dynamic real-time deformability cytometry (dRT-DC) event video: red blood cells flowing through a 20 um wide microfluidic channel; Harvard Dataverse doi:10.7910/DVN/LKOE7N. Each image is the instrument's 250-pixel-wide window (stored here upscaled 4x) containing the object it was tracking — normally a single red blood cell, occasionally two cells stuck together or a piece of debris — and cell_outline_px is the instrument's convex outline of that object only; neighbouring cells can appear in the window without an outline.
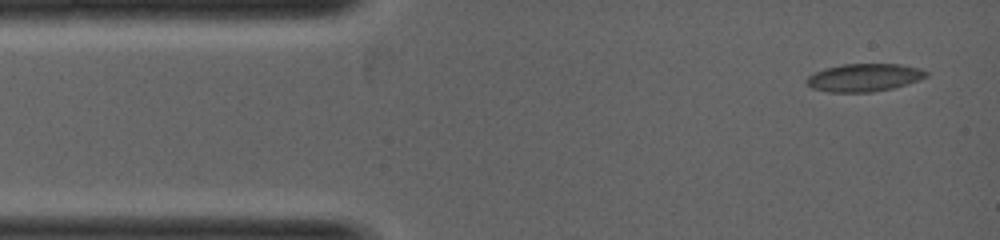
{"species": "common noctule bat (a hibernating species)", "species_latin": "Nyctalus noctula", "temperature_condition": "warm", "stored_images_in_passage": 9, "camera_frame_rate_fps": 5000, "um_per_image_px": 0.085, "animal": {"sex": "female", "body_mass_g": 19.0, "forearm_length_mm": 53.3}, "frame": {"image": 1, "passage_image": 1, "time_ms": 0.0, "image_size_px": [1000, 240], "cell_outline_px": [[928, 76], [908, 84], [892, 88], [872, 92], [828, 92], [812, 88], [804, 80], [808, 76], [824, 68], [844, 64], [900, 64], [920, 68], [928, 72]], "centroid_in_image_um": [73.45, 6.59], "position_along_channel_um": 11.5, "area_um2": 19.42}}
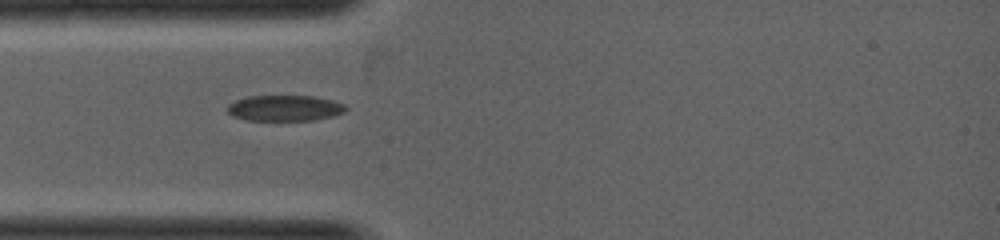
{"frame": {"image": 2, "passage_image": 6, "time_ms": 1.4, "image_size_px": [1000, 240], "cell_outline_px": [[348, 108], [344, 112], [332, 116], [316, 120], [244, 120], [232, 116], [228, 112], [228, 104], [236, 100], [248, 96], [312, 96], [332, 100], [344, 104]], "centroid_in_image_um": [24.2, 9.19], "position_along_channel_um": 60.8, "area_um2": 17.8}}
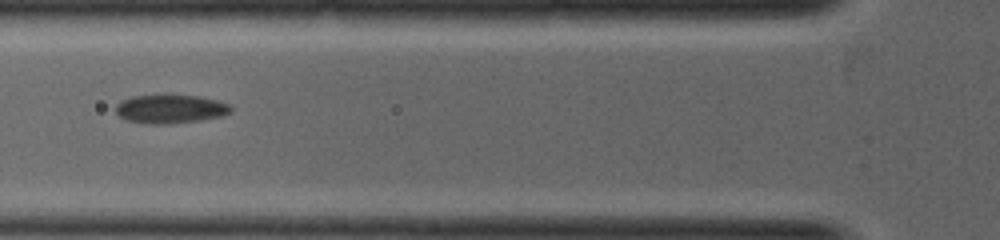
{"frame": {"image": 3, "passage_image": 8, "time_ms": 2.0, "image_size_px": [1000, 240], "cell_outline_px": [[232, 112], [220, 116], [200, 120], [168, 124], [144, 124], [124, 120], [116, 112], [116, 104], [120, 100], [132, 96], [160, 92], [164, 92], [200, 96], [216, 100], [228, 104], [232, 108]], "centroid_in_image_um": [14.42, 9.22], "position_along_channel_um": 111.4, "area_um2": 20.17}}